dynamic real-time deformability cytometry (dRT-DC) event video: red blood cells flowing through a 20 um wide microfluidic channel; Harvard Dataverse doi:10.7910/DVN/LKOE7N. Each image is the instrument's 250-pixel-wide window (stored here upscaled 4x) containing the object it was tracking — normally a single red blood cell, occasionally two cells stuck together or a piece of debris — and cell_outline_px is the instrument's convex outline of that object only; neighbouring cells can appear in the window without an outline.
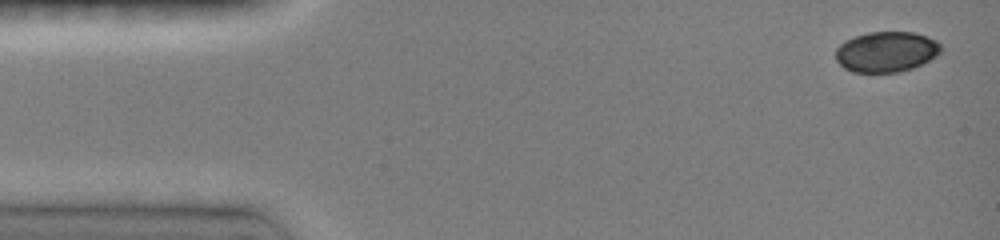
{"species": "common noctule bat (a hibernating species)", "species_latin": "Nyctalus noctula", "temperature_condition": "room temperature", "stored_images_in_passage": 34, "camera_frame_rate_fps": 3000, "um_per_image_px": 0.085, "animal": {"sex": "female", "body_mass_g": 19.0, "forearm_length_mm": 51.5}, "frame": {"image": 1, "passage_image": 1, "time_ms": 0.0, "image_size_px": [1000, 240], "cell_outline_px": [[940, 52], [936, 56], [912, 68], [896, 72], [852, 72], [844, 68], [836, 60], [836, 48], [840, 44], [856, 36], [868, 32], [916, 32], [936, 40], [940, 44]], "centroid_in_image_um": [75.33, 4.4], "position_along_channel_um": 9.7, "area_um2": 24.62}}
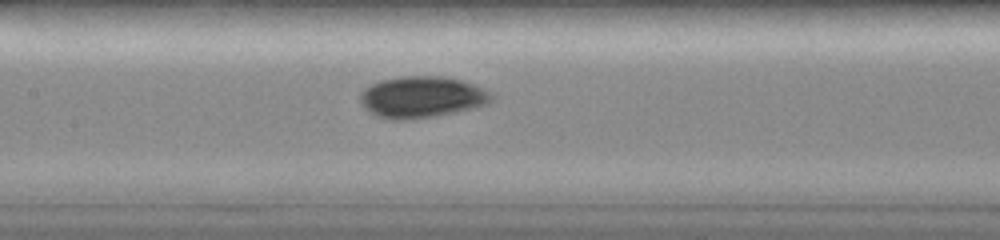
{"frame": {"image": 2, "passage_image": 19, "time_ms": 6.667, "image_size_px": [1000, 240], "cell_outline_px": [[496, 100], [488, 104], [472, 108], [432, 116], [404, 120], [388, 120], [376, 116], [368, 112], [364, 108], [360, 100], [360, 92], [364, 88], [380, 80], [400, 76], [444, 76], [464, 80], [476, 84], [492, 92], [496, 96]], "centroid_in_image_um": [35.88, 8.24], "position_along_channel_um": 171.5, "area_um2": 32.25}}
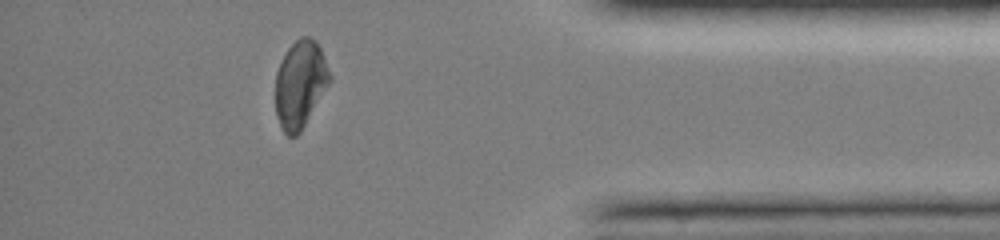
{"frame": {"image": 3, "passage_image": 30, "time_ms": 13.0, "image_size_px": [1000, 240], "cell_outline_px": [[332, 80], [300, 132], [296, 136], [288, 136], [284, 132], [276, 116], [276, 72], [288, 48], [300, 36], [308, 36], [320, 48], [332, 76]], "centroid_in_image_um": [25.53, 7.16], "position_along_channel_um": 409.7, "area_um2": 27.34}, "authors_computed_cell_mechanics": {"area_um2": 28.322, "velocity_mm_per_s": 4.0738, "shape_relaxation_time_tau1_ms": 4.2319, "shape_relaxation_time_tau2_ms": 3.1006, "deformation_change_tau1": 0.1196, "deformation_change_tau2": 0.0436}}